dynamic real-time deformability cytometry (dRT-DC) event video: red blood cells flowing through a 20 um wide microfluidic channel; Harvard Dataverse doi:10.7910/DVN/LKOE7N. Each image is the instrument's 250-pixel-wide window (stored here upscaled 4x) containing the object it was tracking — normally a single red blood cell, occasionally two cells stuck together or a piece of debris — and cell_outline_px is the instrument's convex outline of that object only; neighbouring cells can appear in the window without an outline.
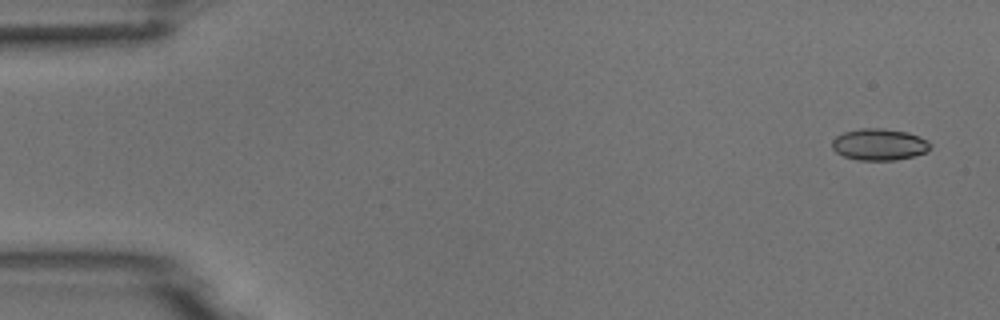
{"species": "common noctule bat (a hibernating species)", "species_latin": "Nyctalus noctula", "temperature_condition": "room temperature", "stored_images_in_passage": 5, "camera_frame_rate_fps": 3000, "um_per_image_px": 0.085, "animal": {"sex": "male", "body_mass_g": 18.8}, "frame": {"image": 1, "passage_image": 1, "time_ms": 0.0, "image_size_px": [1000, 320], "cell_outline_px": [[932, 144], [928, 152], [896, 160], [860, 160], [844, 156], [836, 152], [832, 148], [832, 140], [836, 136], [844, 132], [860, 128], [884, 128], [908, 132], [920, 136], [928, 140]], "centroid_in_image_um": [74.76, 12.27], "position_along_channel_um": 10.2, "area_um2": 18.26}}
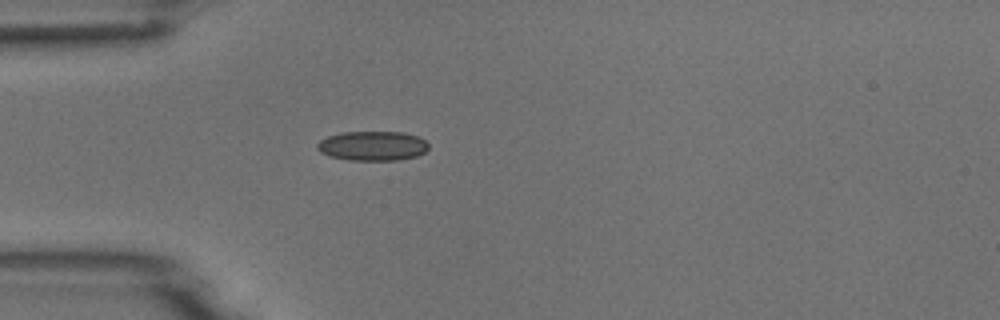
{"frame": {"image": 2, "passage_image": 5, "time_ms": 4.333, "image_size_px": [1000, 320], "cell_outline_px": [[428, 148], [424, 152], [416, 156], [400, 160], [348, 160], [328, 156], [320, 152], [316, 148], [316, 144], [320, 140], [328, 136], [340, 132], [404, 132], [416, 136], [424, 140], [428, 144]], "centroid_in_image_um": [31.63, 12.4], "position_along_channel_um": 53.4, "area_um2": 19.25}}